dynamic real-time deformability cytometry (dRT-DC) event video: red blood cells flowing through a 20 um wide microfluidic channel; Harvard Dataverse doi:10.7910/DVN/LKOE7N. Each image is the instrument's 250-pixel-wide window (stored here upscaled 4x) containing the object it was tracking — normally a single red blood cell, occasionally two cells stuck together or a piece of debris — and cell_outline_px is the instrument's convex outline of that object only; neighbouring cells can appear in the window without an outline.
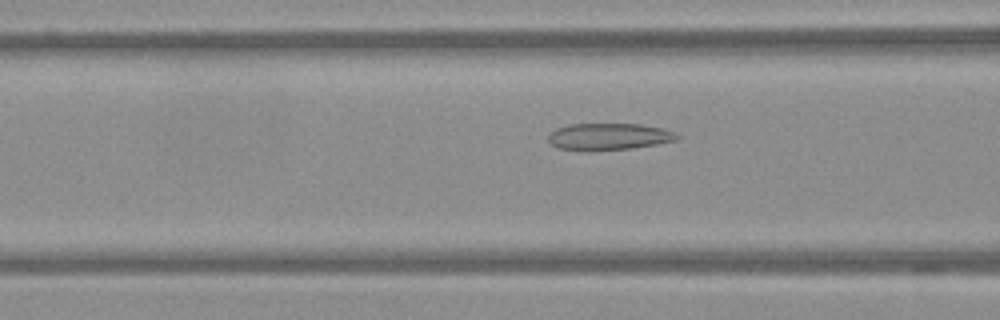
{"species": "Egyptian fruit bat (a non-hibernating species)", "species_latin": "Rousettus aegyptiacus", "temperature_condition": "warm", "stored_images_in_passage": 57, "camera_frame_rate_fps": 3000, "um_per_image_px": 0.085, "frame": {"image": 1, "passage_image": 23, "time_ms": 7.333, "image_size_px": [1000, 320], "cell_outline_px": [[680, 136], [676, 140], [656, 144], [632, 148], [556, 148], [548, 140], [548, 136], [556, 128], [568, 124], [640, 124], [664, 128], [676, 132]], "centroid_in_image_um": [51.81, 11.56], "position_along_channel_um": 114.8, "area_um2": 19.36}}
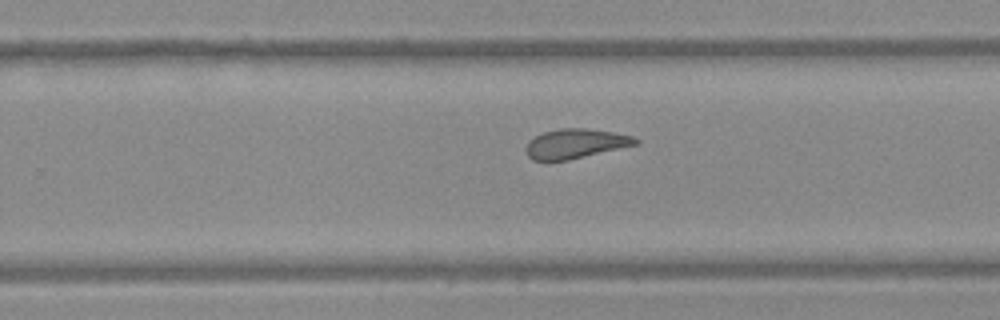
{"frame": {"image": 2, "passage_image": 37, "time_ms": 12.0, "image_size_px": [1000, 320], "cell_outline_px": [[640, 144], [568, 160], [532, 160], [528, 156], [528, 140], [544, 132], [560, 128], [584, 128], [612, 132], [632, 136], [640, 140]], "centroid_in_image_um": [48.97, 12.21], "position_along_channel_um": 280.8, "area_um2": 18.67}}
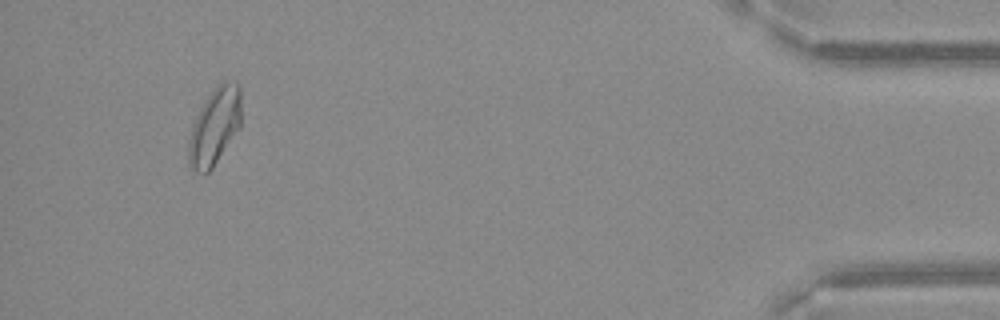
{"frame": {"image": 3, "passage_image": 54, "time_ms": 17.667, "image_size_px": [1000, 320], "cell_outline_px": [[240, 128], [212, 168], [204, 176], [196, 172], [188, 164], [188, 140], [192, 124], [200, 108], [216, 84], [224, 80], [236, 80], [240, 84]], "centroid_in_image_um": [18.24, 10.73], "position_along_channel_um": 417.0, "area_um2": 23.99}}